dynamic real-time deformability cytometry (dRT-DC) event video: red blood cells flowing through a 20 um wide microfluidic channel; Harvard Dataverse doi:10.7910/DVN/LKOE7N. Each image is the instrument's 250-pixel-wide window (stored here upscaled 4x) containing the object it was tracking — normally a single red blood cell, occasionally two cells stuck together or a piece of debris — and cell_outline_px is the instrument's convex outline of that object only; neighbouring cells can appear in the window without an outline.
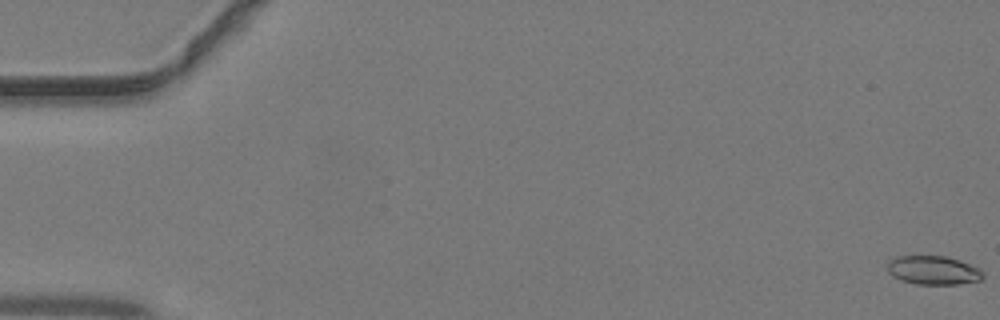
{"species": "common noctule bat (a hibernating species)", "species_latin": "Nyctalus noctula", "temperature_condition": "warm", "stored_images_in_passage": 9, "camera_frame_rate_fps": 3000, "um_per_image_px": 0.085, "animal": {"sex": "male", "body_mass_g": 19.2, "forearm_length_mm": 51.8}, "frame": {"image": 1, "passage_image": 1, "time_ms": 0.0, "image_size_px": [1000, 320], "cell_outline_px": [[984, 276], [980, 280], [956, 284], [916, 284], [900, 280], [892, 276], [888, 272], [888, 260], [896, 256], [944, 256], [960, 260], [980, 268], [984, 272]], "centroid_in_image_um": [79.32, 22.96], "position_along_channel_um": 5.7, "area_um2": 16.13}}